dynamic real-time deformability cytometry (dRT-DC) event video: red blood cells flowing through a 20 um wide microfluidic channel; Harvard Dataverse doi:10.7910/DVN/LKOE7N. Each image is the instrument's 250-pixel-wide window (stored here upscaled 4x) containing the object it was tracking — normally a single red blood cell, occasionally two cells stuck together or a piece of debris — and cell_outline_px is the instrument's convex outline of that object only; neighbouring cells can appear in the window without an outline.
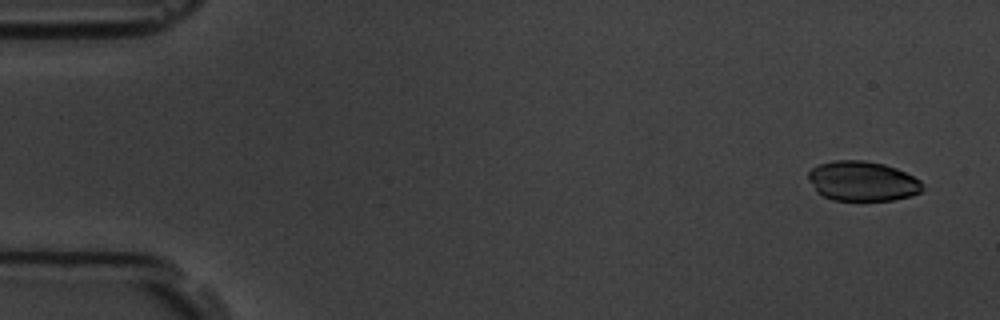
{"species": "common noctule bat (a hibernating species)", "species_latin": "Nyctalus noctula", "temperature_condition": "room temperature", "stored_images_in_passage": 5, "camera_frame_rate_fps": 3000, "um_per_image_px": 0.085, "animal": {"sex": "male", "body_mass_g": 19.5, "forearm_length_mm": 54.6}, "frame": {"image": 1, "passage_image": 1, "time_ms": 0.0, "image_size_px": [1000, 320], "cell_outline_px": [[924, 188], [920, 192], [912, 196], [892, 200], [832, 200], [816, 192], [808, 180], [808, 172], [812, 168], [820, 164], [832, 160], [864, 160], [884, 164], [896, 168], [920, 180], [924, 184]], "centroid_in_image_um": [73.3, 15.4], "position_along_channel_um": 11.7, "area_um2": 26.65}}
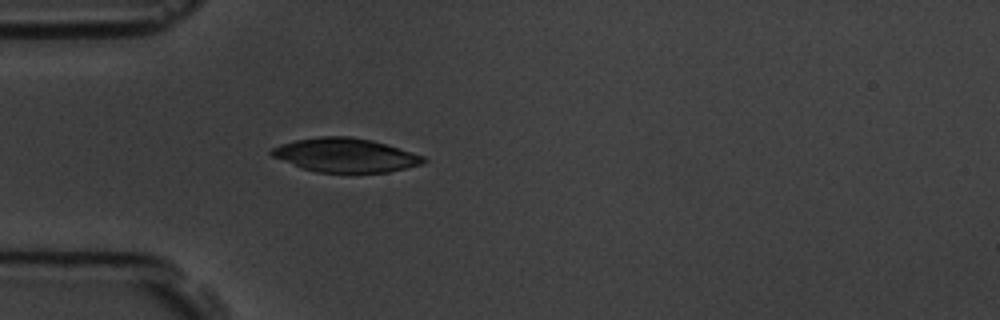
{"frame": {"image": 2, "passage_image": 5, "time_ms": 4.333, "image_size_px": [1000, 320], "cell_outline_px": [[428, 160], [420, 164], [388, 172], [316, 172], [300, 168], [272, 156], [268, 152], [272, 148], [280, 144], [296, 140], [320, 136], [352, 136], [372, 140], [412, 152], [424, 156]], "centroid_in_image_um": [29.32, 13.18], "position_along_channel_um": 55.7, "area_um2": 29.94}}